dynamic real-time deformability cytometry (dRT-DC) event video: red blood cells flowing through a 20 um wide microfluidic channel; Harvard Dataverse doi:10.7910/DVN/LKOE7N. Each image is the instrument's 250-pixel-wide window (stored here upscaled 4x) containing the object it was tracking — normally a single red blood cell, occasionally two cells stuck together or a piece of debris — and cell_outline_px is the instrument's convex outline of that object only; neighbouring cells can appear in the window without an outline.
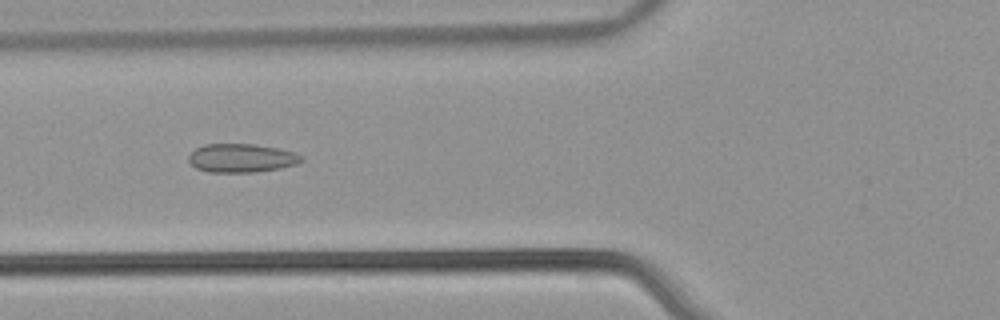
{"species": "common noctule bat (a hibernating species)", "species_latin": "Nyctalus noctula", "temperature_condition": "warm", "stored_images_in_passage": 52, "camera_frame_rate_fps": 3000, "um_per_image_px": 0.085, "animal": {"sex": "male", "body_mass_g": 21.5, "forearm_length_mm": 52.0}, "frame": {"image": 1, "passage_image": 20, "time_ms": 6.333, "image_size_px": [1000, 320], "cell_outline_px": [[304, 160], [296, 164], [280, 168], [256, 172], [208, 172], [196, 168], [188, 160], [188, 156], [196, 148], [204, 144], [252, 144], [276, 148], [296, 152], [304, 156]], "centroid_in_image_um": [20.55, 13.44], "position_along_channel_um": 105.3, "area_um2": 18.84}}
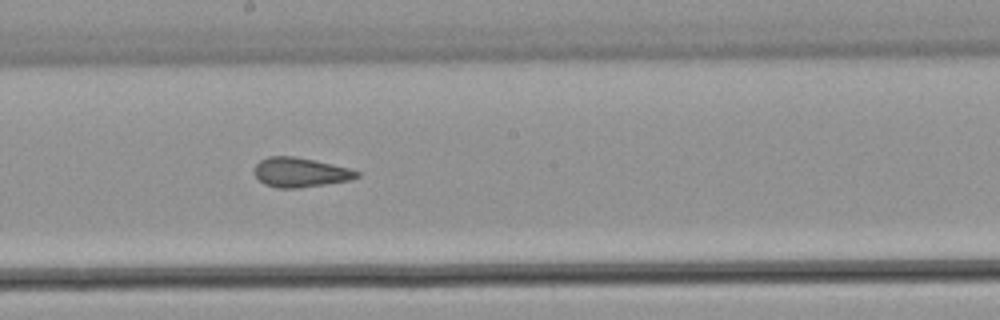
{"frame": {"image": 2, "passage_image": 29, "time_ms": 9.333, "image_size_px": [1000, 320], "cell_outline_px": [[360, 176], [352, 180], [296, 188], [276, 188], [264, 184], [252, 172], [256, 164], [260, 160], [268, 156], [292, 156], [316, 160], [348, 168], [360, 172]], "centroid_in_image_um": [25.51, 14.65], "position_along_channel_um": 222.7, "area_um2": 17.69}}
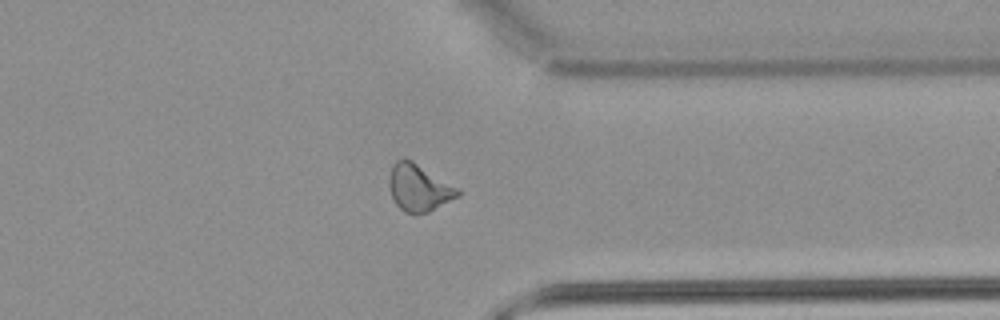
{"frame": {"image": 3, "passage_image": 41, "time_ms": 13.333, "image_size_px": [1000, 320], "cell_outline_px": [[460, 196], [428, 212], [404, 212], [396, 204], [392, 196], [388, 184], [388, 176], [392, 164], [396, 160], [412, 160], [460, 188]], "centroid_in_image_um": [35.61, 15.94], "position_along_channel_um": 375.8, "area_um2": 18.79}, "authors_computed_cell_mechanics": {"area_um2": 18.6694, "velocity_mm_per_s": 3.9165, "shape_relaxation_time_tau1_ms": null, "shape_relaxation_time_tau2_ms": 1.1778, "deformation_change_tau1": null, "deformation_change_tau2": 0.072}}